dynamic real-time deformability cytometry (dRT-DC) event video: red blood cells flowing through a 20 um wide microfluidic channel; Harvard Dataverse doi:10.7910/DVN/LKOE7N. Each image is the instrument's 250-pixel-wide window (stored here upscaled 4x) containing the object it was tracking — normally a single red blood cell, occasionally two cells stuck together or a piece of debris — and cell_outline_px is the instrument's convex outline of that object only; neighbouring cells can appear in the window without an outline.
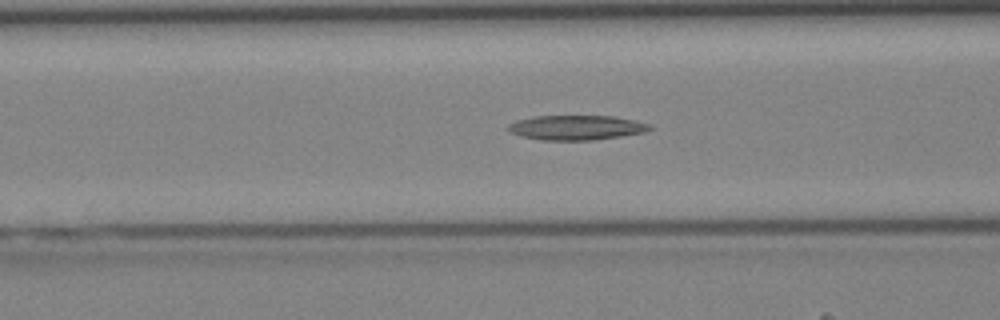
{"species": "Egyptian fruit bat (a non-hibernating species)", "species_latin": "Rousettus aegyptiacus", "temperature_condition": "cold", "stored_images_in_passage": 30, "camera_frame_rate_fps": 3000, "um_per_image_px": 0.085, "animal": {"sex": "female"}, "frame": {"image": 1, "passage_image": 8, "time_ms": 2.333, "image_size_px": [1000, 320], "cell_outline_px": [[652, 128], [644, 132], [620, 136], [592, 140], [540, 140], [520, 136], [508, 132], [504, 128], [508, 124], [516, 120], [532, 116], [612, 116], [636, 120], [652, 124]], "centroid_in_image_um": [48.93, 10.84], "position_along_channel_um": 117.7, "area_um2": 20.63}}
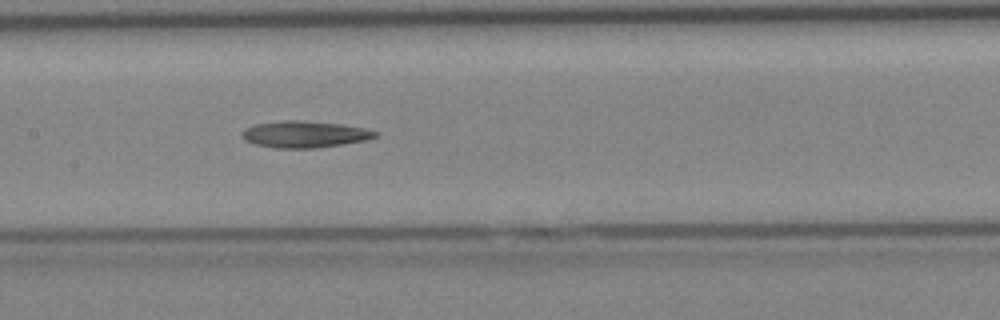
{"frame": {"image": 2, "passage_image": 12, "time_ms": 3.667, "image_size_px": [1000, 320], "cell_outline_px": [[380, 136], [368, 140], [344, 144], [316, 148], [276, 148], [256, 144], [244, 140], [240, 136], [240, 132], [244, 128], [256, 124], [284, 120], [300, 120], [344, 124], [364, 128], [380, 132]], "centroid_in_image_um": [25.93, 11.41], "position_along_channel_um": 181.5, "area_um2": 21.04}}
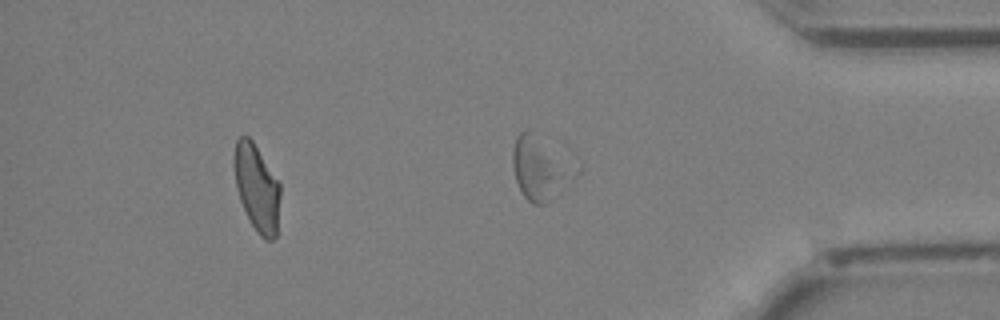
{"frame": {"image": 3, "passage_image": 26, "time_ms": 8.333, "image_size_px": [1000, 320], "cell_outline_px": [[280, 196], [276, 236], [272, 240], [264, 240], [256, 232], [240, 200], [236, 188], [232, 164], [232, 156], [236, 140], [240, 136], [248, 136], [252, 140], [280, 184]], "centroid_in_image_um": [21.8, 15.94], "position_along_channel_um": 413.4, "area_um2": 23.41}}